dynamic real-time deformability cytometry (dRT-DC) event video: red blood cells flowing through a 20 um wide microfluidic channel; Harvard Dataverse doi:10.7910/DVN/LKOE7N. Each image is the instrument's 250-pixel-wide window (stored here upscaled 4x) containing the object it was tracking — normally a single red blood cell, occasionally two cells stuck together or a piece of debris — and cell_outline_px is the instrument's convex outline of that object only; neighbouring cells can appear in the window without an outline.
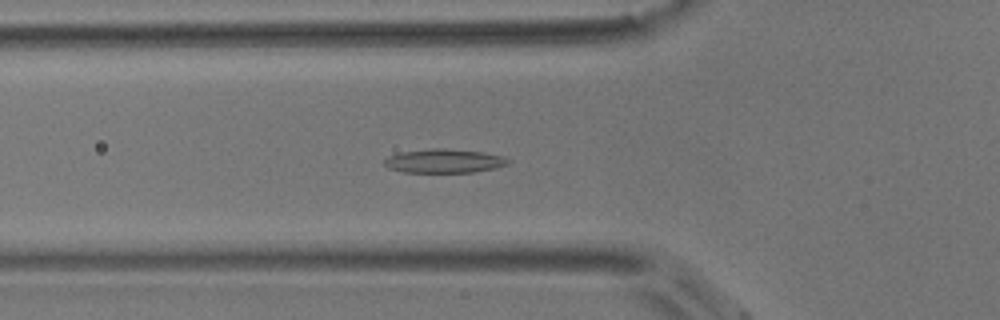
{"species": "common noctule bat (a hibernating species)", "species_latin": "Nyctalus noctula", "temperature_condition": "room temperature", "stored_images_in_passage": 15, "camera_frame_rate_fps": 3000, "um_per_image_px": 0.085, "animal": {"sex": "male", "body_mass_g": 17.9}, "frame": {"image": 1, "passage_image": 14, "time_ms": 4.333, "image_size_px": [1000, 320], "cell_outline_px": [[512, 160], [508, 164], [496, 168], [472, 172], [404, 172], [388, 168], [384, 164], [384, 160], [388, 156], [400, 152], [428, 148], [440, 148], [484, 152], [504, 156]], "centroid_in_image_um": [37.77, 13.67], "position_along_channel_um": 88.0, "area_um2": 17.34}}